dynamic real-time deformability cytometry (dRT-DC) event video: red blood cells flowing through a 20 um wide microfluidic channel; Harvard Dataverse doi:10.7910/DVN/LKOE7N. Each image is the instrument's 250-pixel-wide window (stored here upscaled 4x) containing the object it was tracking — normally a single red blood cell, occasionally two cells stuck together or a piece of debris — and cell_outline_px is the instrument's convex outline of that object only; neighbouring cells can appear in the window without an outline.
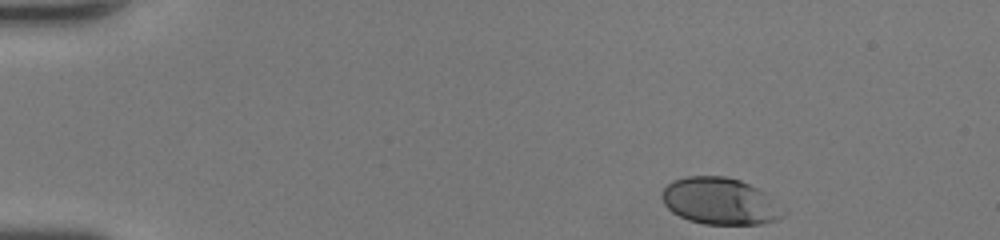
{"species": "human", "species_latin": "Homo sapiens", "temperature_condition": "room temperature", "stored_images_in_passage": 36, "camera_frame_rate_fps": 3000, "um_per_image_px": 0.085, "donor": {"sex": "female"}, "frame": {"image": 1, "passage_image": 1, "time_ms": 0.0, "image_size_px": [1000, 240], "cell_outline_px": [[788, 212], [784, 216], [776, 220], [760, 224], [704, 224], [688, 220], [672, 212], [664, 204], [660, 196], [660, 192], [672, 180], [684, 176], [724, 176], [740, 180], [764, 192]], "centroid_in_image_um": [61.18, 17.1], "position_along_channel_um": 23.8, "area_um2": 33.23}}
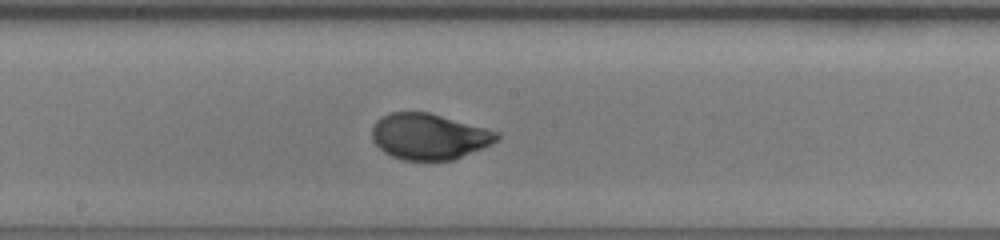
{"frame": {"image": 2, "passage_image": 21, "time_ms": 6.667, "image_size_px": [1000, 240], "cell_outline_px": [[500, 136], [492, 144], [452, 160], [404, 160], [392, 156], [384, 152], [372, 140], [372, 128], [376, 120], [388, 112], [428, 112], [500, 132]], "centroid_in_image_um": [36.45, 11.59], "position_along_channel_um": 211.8, "area_um2": 33.29}}
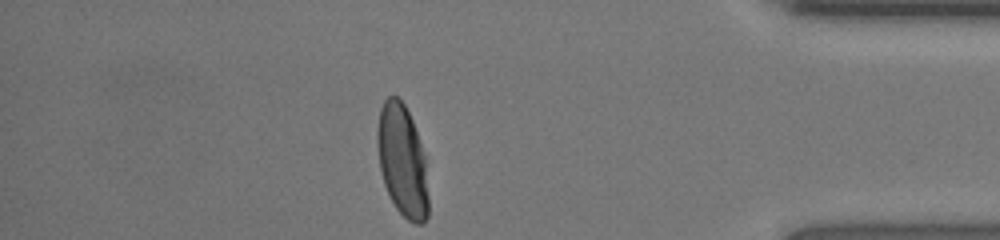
{"frame": {"image": 3, "passage_image": 36, "time_ms": 11.667, "image_size_px": [1000, 240], "cell_outline_px": [[428, 216], [420, 224], [416, 224], [408, 220], [396, 208], [384, 184], [380, 168], [376, 140], [376, 132], [380, 108], [384, 100], [388, 96], [396, 96], [404, 104], [412, 120], [424, 152], [428, 196]], "centroid_in_image_um": [34.19, 13.64], "position_along_channel_um": 401.0, "area_um2": 33.18}, "authors_computed_cell_mechanics": {"area_um2": 33.4084, "velocity_mm_per_s": 4.4127, "shape_relaxation_time_tau1_ms": 3.5132, "shape_relaxation_time_tau2_ms": null, "deformation_change_tau1": 0.1689, "deformation_change_tau2": null}}